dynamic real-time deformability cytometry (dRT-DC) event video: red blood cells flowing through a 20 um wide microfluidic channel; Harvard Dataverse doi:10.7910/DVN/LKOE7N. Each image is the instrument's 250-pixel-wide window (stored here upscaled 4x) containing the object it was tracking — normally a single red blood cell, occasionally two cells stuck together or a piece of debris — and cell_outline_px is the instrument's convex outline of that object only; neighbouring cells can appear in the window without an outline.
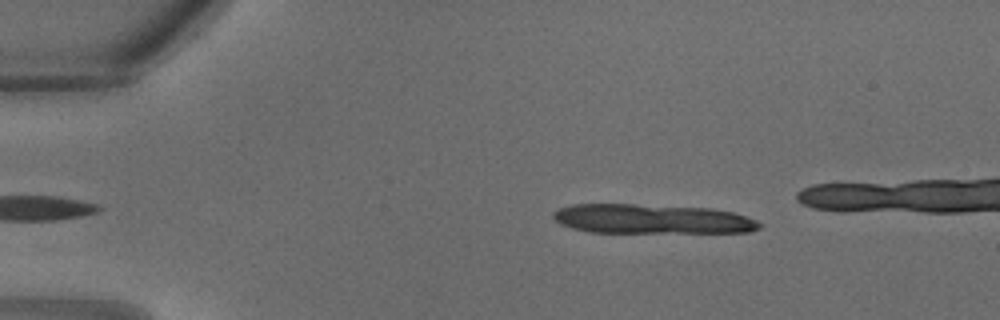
{"species": "common noctule bat (a hibernating species)", "species_latin": "Nyctalus noctula", "temperature_condition": "warm", "stored_images_in_passage": 11, "segment_of_instrument_passage": [1, 2], "camera_frame_rate_fps": 3000, "um_per_image_px": 0.085, "animal": {"sex": "male", "body_mass_g": 18.8}, "frame": {"image": 1, "passage_image": 1, "time_ms": 0.0, "image_size_px": [1000, 320], "cell_outline_px": [[764, 224], [760, 228], [748, 232], [588, 232], [572, 228], [560, 224], [552, 216], [552, 212], [556, 208], [572, 204], [632, 204], [712, 208], [732, 212], [756, 220]], "centroid_in_image_um": [55.37, 18.61], "position_along_channel_um": 29.6, "area_um2": 35.55}}